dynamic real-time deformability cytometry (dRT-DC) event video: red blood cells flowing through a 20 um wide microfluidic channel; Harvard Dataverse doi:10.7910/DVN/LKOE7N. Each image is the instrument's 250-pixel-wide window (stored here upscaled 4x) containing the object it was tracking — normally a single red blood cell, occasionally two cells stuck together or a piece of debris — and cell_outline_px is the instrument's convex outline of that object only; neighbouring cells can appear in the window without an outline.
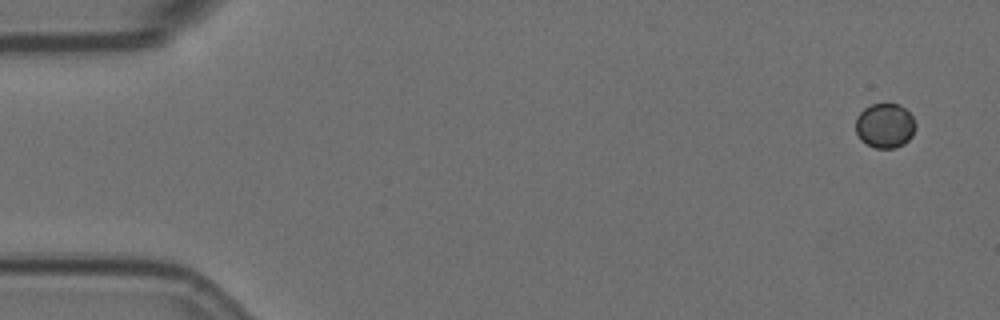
{"species": "Egyptian fruit bat (a non-hibernating species)", "species_latin": "Rousettus aegyptiacus", "temperature_condition": "room temperature", "stored_images_in_passage": 4, "camera_frame_rate_fps": 3000, "um_per_image_px": 0.085, "animal": {"sex": "female"}, "frame": {"image": 1, "passage_image": 1, "time_ms": 0.0, "image_size_px": [1000, 320], "cell_outline_px": [[916, 124], [912, 136], [904, 144], [896, 148], [876, 148], [860, 140], [856, 132], [856, 116], [864, 108], [872, 104], [900, 104], [912, 116]], "centroid_in_image_um": [75.21, 10.68], "position_along_channel_um": 9.8, "area_um2": 15.61}}
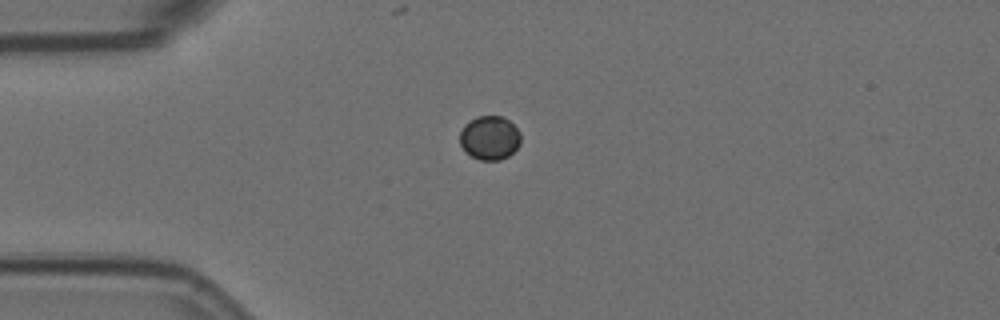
{"frame": {"image": 2, "passage_image": 3, "time_ms": 0.667, "image_size_px": [1000, 320], "cell_outline_px": [[520, 144], [508, 156], [500, 160], [480, 160], [464, 152], [460, 144], [460, 132], [464, 124], [468, 120], [476, 116], [500, 116], [508, 120], [520, 132]], "centroid_in_image_um": [41.59, 11.71], "position_along_channel_um": 43.4, "area_um2": 15.66}}